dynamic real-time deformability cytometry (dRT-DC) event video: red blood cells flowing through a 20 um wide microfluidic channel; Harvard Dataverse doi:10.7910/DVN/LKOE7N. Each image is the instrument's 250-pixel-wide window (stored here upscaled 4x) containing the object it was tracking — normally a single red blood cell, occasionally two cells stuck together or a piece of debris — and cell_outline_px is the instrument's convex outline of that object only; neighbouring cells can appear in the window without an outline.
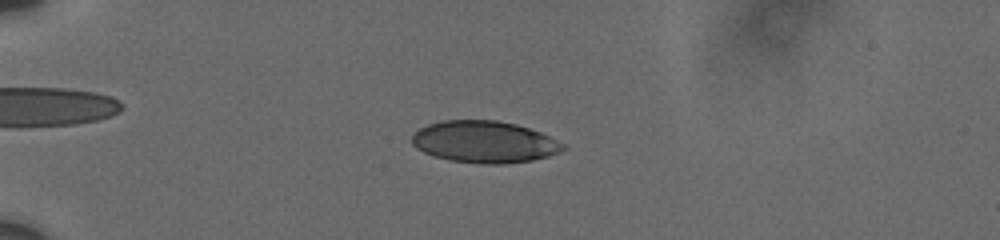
{"species": "human", "species_latin": "Homo sapiens", "temperature_condition": "cold", "stored_images_in_passage": 8, "camera_frame_rate_fps": 3000, "um_per_image_px": 0.085, "donor": {"sex": "male"}, "frame": {"image": 1, "passage_image": 5, "time_ms": 4.0, "image_size_px": [1000, 240], "cell_outline_px": [[568, 148], [560, 152], [548, 156], [532, 160], [500, 164], [484, 164], [448, 160], [424, 152], [416, 148], [412, 144], [412, 136], [420, 128], [428, 124], [444, 120], [496, 120], [516, 124], [540, 132], [564, 144]], "centroid_in_image_um": [41.18, 12.06], "position_along_channel_um": 43.8, "area_um2": 36.7}}
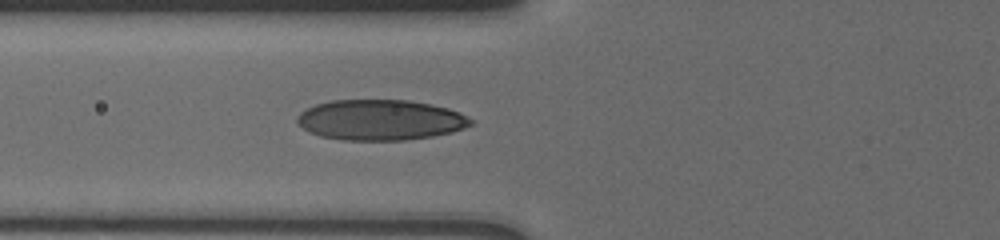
{"frame": {"image": 2, "passage_image": 8, "time_ms": 6.667, "image_size_px": [1000, 240], "cell_outline_px": [[472, 124], [464, 128], [452, 132], [432, 136], [404, 140], [344, 140], [320, 136], [308, 132], [296, 120], [296, 116], [300, 112], [316, 104], [332, 100], [408, 100], [432, 104], [448, 108], [460, 112], [472, 120]], "centroid_in_image_um": [32.33, 10.19], "position_along_channel_um": 93.5, "area_um2": 40.98}}